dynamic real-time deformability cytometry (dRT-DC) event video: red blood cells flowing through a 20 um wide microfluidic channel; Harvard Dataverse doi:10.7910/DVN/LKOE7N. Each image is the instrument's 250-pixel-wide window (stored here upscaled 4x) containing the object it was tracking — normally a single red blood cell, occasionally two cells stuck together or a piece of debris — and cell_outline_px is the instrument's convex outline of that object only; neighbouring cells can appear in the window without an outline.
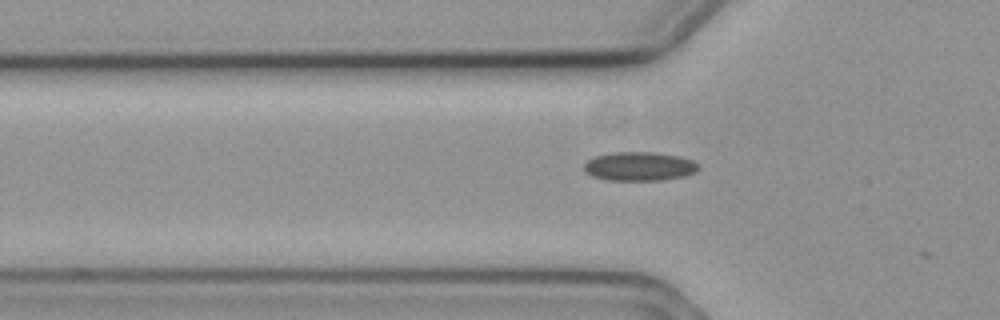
{"species": "common noctule bat (a hibernating species)", "species_latin": "Nyctalus noctula", "temperature_condition": "cold", "stored_images_in_passage": 4, "camera_frame_rate_fps": 3000, "um_per_image_px": 0.085, "animal": {"sex": "female", "body_mass_g": 19.3, "forearm_length_mm": 54.1}, "frame": {"image": 1, "passage_image": 2, "time_ms": 0.333, "image_size_px": [1000, 320], "cell_outline_px": [[700, 168], [696, 172], [684, 176], [660, 180], [608, 180], [592, 176], [584, 172], [584, 164], [588, 160], [596, 156], [612, 152], [652, 152], [680, 156], [692, 160], [700, 164]], "centroid_in_image_um": [54.36, 14.14], "position_along_channel_um": 71.4, "area_um2": 19.36}}